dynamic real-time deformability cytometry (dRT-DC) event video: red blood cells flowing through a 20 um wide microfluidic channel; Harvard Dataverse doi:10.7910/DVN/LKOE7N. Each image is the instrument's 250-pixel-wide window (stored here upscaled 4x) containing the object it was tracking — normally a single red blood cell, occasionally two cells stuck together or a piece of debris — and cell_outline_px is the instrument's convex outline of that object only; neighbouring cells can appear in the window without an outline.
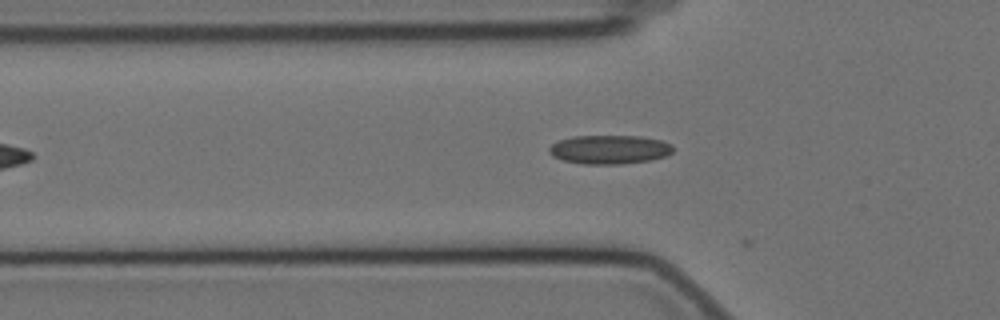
{"species": "Egyptian fruit bat (a non-hibernating species)", "species_latin": "Rousettus aegyptiacus", "temperature_condition": "cold", "stored_images_in_passage": 30, "camera_frame_rate_fps": 3000, "um_per_image_px": 0.085, "animal": {"sex": "female"}, "frame": {"image": 1, "passage_image": 11, "time_ms": 3.333, "image_size_px": [1000, 320], "cell_outline_px": [[672, 152], [664, 156], [652, 160], [620, 164], [584, 164], [564, 160], [552, 156], [548, 152], [548, 148], [552, 144], [560, 140], [572, 136], [640, 136], [660, 140], [672, 144]], "centroid_in_image_um": [51.79, 12.71], "position_along_channel_um": 74.0, "area_um2": 20.81}}
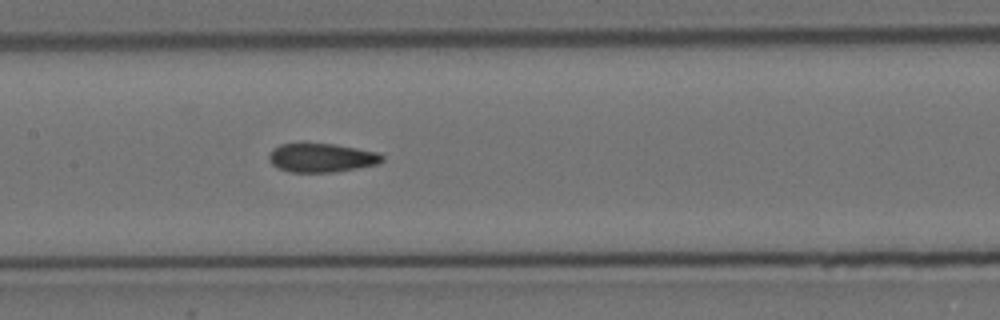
{"frame": {"image": 2, "passage_image": 20, "time_ms": 6.333, "image_size_px": [1000, 320], "cell_outline_px": [[384, 160], [376, 164], [356, 168], [332, 172], [288, 172], [276, 168], [268, 160], [268, 152], [272, 148], [280, 144], [336, 144], [376, 152], [384, 156]], "centroid_in_image_um": [27.27, 13.41], "position_along_channel_um": 180.1, "area_um2": 19.02}}
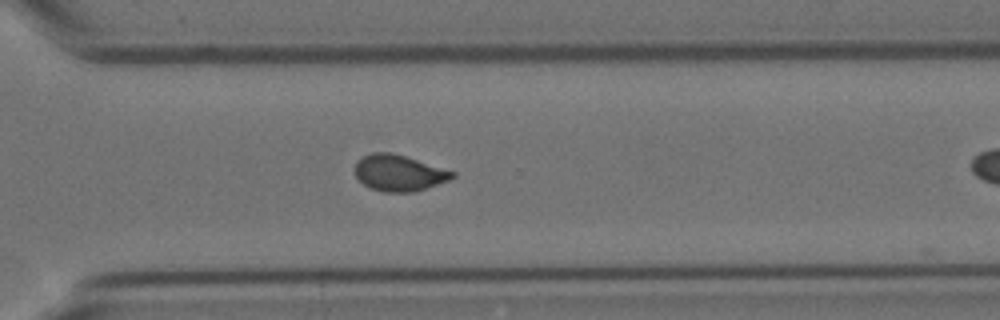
{"frame": {"image": 3, "passage_image": 29, "time_ms": 9.333, "image_size_px": [1000, 320], "cell_outline_px": [[456, 176], [452, 180], [412, 192], [384, 192], [372, 188], [364, 184], [356, 176], [356, 160], [360, 156], [372, 152], [392, 152], [456, 172]], "centroid_in_image_um": [33.92, 14.69], "position_along_channel_um": 336.7, "area_um2": 20.58}}